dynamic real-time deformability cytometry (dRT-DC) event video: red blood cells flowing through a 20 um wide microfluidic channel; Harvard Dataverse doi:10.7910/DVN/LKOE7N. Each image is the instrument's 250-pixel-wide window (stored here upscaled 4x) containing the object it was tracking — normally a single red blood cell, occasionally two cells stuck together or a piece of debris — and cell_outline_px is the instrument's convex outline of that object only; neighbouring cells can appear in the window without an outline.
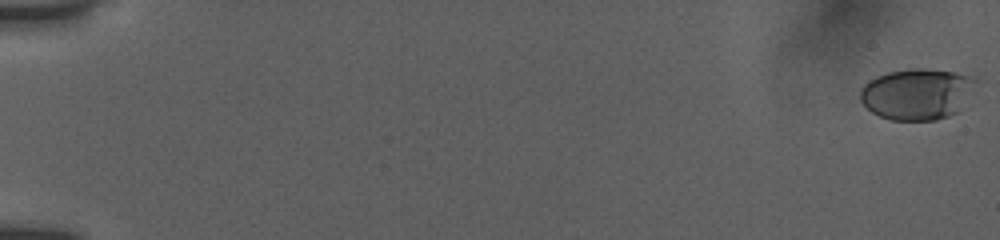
{"species": "human", "species_latin": "Homo sapiens", "temperature_condition": "room temperature", "stored_images_in_passage": 13, "camera_frame_rate_fps": 3000, "um_per_image_px": 0.085, "donor": {"sex": "female"}, "frame": {"image": 1, "passage_image": 1, "time_ms": 0.0, "image_size_px": [1000, 240], "cell_outline_px": [[980, 80], [956, 112], [948, 116], [936, 120], [892, 120], [880, 116], [872, 112], [860, 100], [860, 88], [864, 84], [876, 76], [888, 72], [952, 72], [976, 76]], "centroid_in_image_um": [77.95, 8.04], "position_along_channel_um": 7.1, "area_um2": 33.41}}
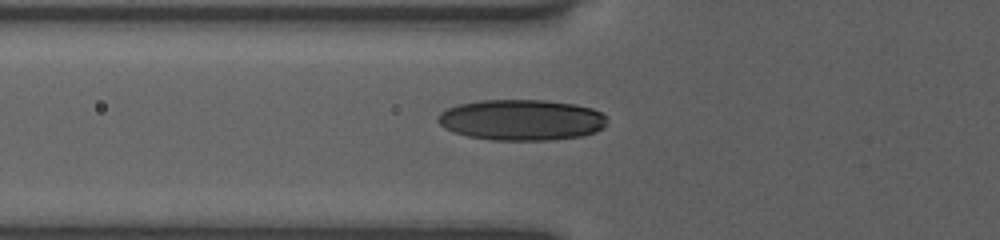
{"frame": {"image": 2, "passage_image": 11, "time_ms": 7.0, "image_size_px": [1000, 240], "cell_outline_px": [[604, 124], [596, 132], [580, 136], [552, 140], [492, 140], [468, 136], [452, 132], [444, 128], [436, 120], [440, 112], [448, 108], [460, 104], [480, 100], [544, 100], [576, 104], [592, 108], [600, 112], [604, 116]], "centroid_in_image_um": [44.28, 10.19], "position_along_channel_um": 81.5, "area_um2": 40.23}}
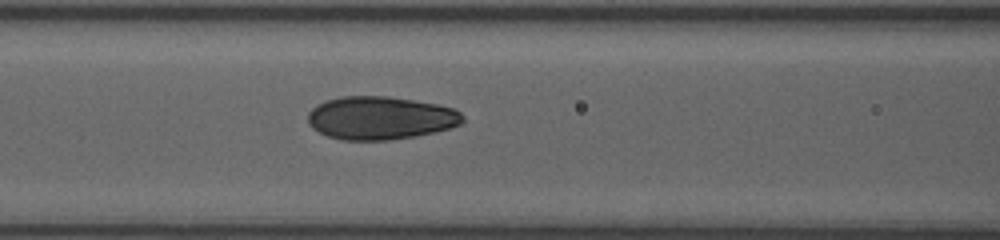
{"frame": {"image": 3, "passage_image": 13, "time_ms": 8.333, "image_size_px": [1000, 240], "cell_outline_px": [[464, 120], [460, 124], [452, 128], [416, 136], [388, 140], [344, 140], [328, 136], [312, 128], [308, 124], [308, 112], [316, 104], [328, 100], [344, 96], [388, 96], [436, 104], [452, 108], [460, 112], [464, 116]], "centroid_in_image_um": [32.33, 10.03], "position_along_channel_um": 134.3, "area_um2": 38.9}}